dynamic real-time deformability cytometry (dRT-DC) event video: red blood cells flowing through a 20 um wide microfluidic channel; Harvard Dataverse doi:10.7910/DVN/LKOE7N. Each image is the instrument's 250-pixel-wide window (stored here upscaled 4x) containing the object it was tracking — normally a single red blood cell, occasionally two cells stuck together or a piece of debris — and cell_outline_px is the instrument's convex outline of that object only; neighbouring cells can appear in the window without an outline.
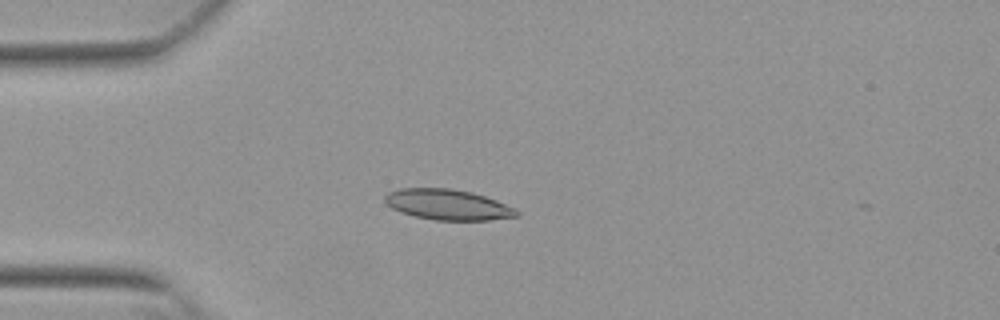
{"species": "Egyptian fruit bat (a non-hibernating species)", "species_latin": "Rousettus aegyptiacus", "temperature_condition": "warm", "stored_images_in_passage": 54, "camera_frame_rate_fps": 3000, "um_per_image_px": 0.085, "animal": {"sex": "female"}, "frame": {"image": 1, "passage_image": 15, "time_ms": 4.667, "image_size_px": [1000, 320], "cell_outline_px": [[520, 212], [516, 216], [488, 220], [436, 220], [416, 216], [400, 212], [392, 208], [384, 200], [384, 196], [388, 192], [400, 188], [452, 188], [472, 192], [496, 200], [516, 208]], "centroid_in_image_um": [38.06, 17.38], "position_along_channel_um": 46.9, "area_um2": 23.41}}
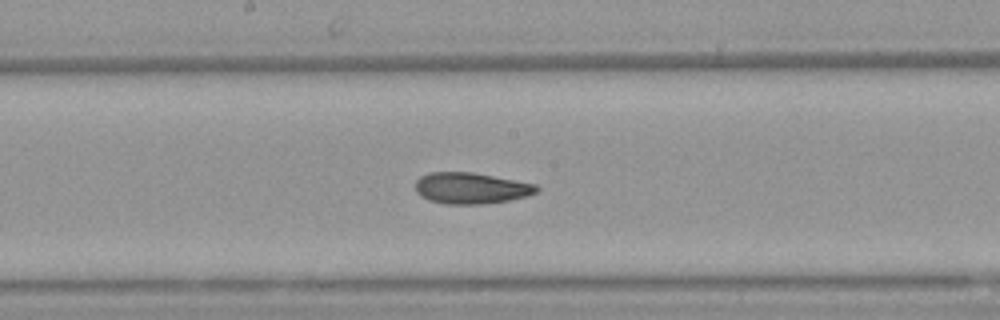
{"frame": {"image": 2, "passage_image": 29, "time_ms": 9.333, "image_size_px": [1000, 320], "cell_outline_px": [[540, 188], [536, 192], [528, 196], [508, 200], [484, 204], [444, 204], [428, 200], [420, 196], [416, 192], [416, 180], [420, 176], [428, 172], [472, 172], [536, 184]], "centroid_in_image_um": [40.01, 15.99], "position_along_channel_um": 208.2, "area_um2": 22.14}}
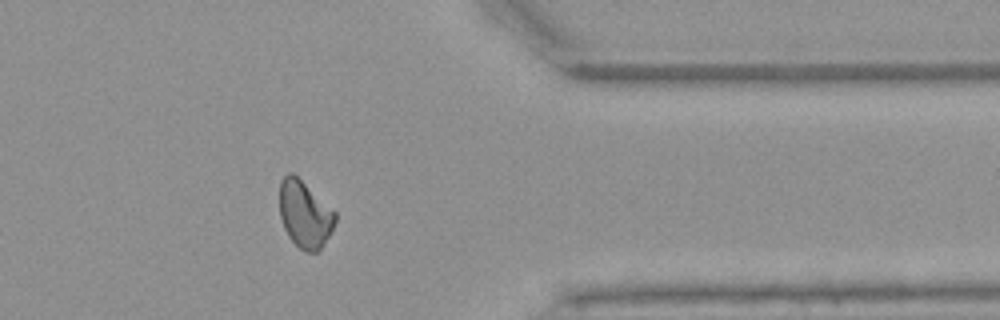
{"frame": {"image": 3, "passage_image": 44, "time_ms": 14.333, "image_size_px": [1000, 320], "cell_outline_px": [[336, 220], [332, 232], [324, 244], [316, 252], [304, 252], [288, 236], [284, 228], [280, 216], [280, 180], [288, 172], [292, 172], [336, 212]], "centroid_in_image_um": [25.91, 18.23], "position_along_channel_um": 385.5, "area_um2": 21.62}, "authors_computed_cell_mechanics": {"area_um2": 22.1085, "velocity_mm_per_s": 3.8369, "shape_relaxation_time_tau1_ms": null, "shape_relaxation_time_tau2_ms": 4.1698, "deformation_change_tau1": null, "deformation_change_tau2": 0.1007}}